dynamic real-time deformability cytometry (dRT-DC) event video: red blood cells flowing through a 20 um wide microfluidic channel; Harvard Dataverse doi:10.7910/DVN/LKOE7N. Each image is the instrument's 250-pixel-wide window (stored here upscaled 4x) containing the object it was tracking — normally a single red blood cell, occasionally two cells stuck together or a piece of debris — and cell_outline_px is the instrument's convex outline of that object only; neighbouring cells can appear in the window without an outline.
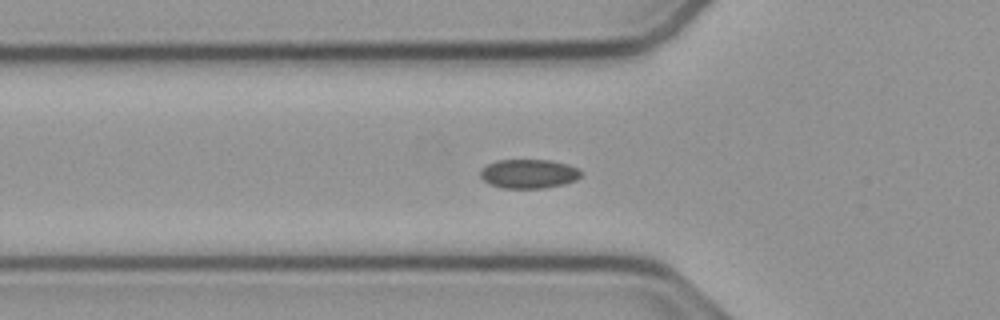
{"species": "common noctule bat (a hibernating species)", "species_latin": "Nyctalus noctula", "temperature_condition": "cold", "stored_images_in_passage": 27, "segment_of_instrument_passage": [1, 2], "camera_frame_rate_fps": 3000, "um_per_image_px": 0.085, "animal": {"sex": "male", "body_mass_g": 23.1, "forearm_length_mm": 52.7}, "frame": {"image": 1, "passage_image": 15, "time_ms": 4.667, "image_size_px": [1000, 320], "cell_outline_px": [[584, 172], [576, 180], [564, 184], [544, 188], [500, 188], [488, 184], [480, 176], [480, 168], [496, 160], [552, 160], [568, 164], [580, 168]], "centroid_in_image_um": [44.96, 14.77], "position_along_channel_um": 80.8, "area_um2": 17.4}}
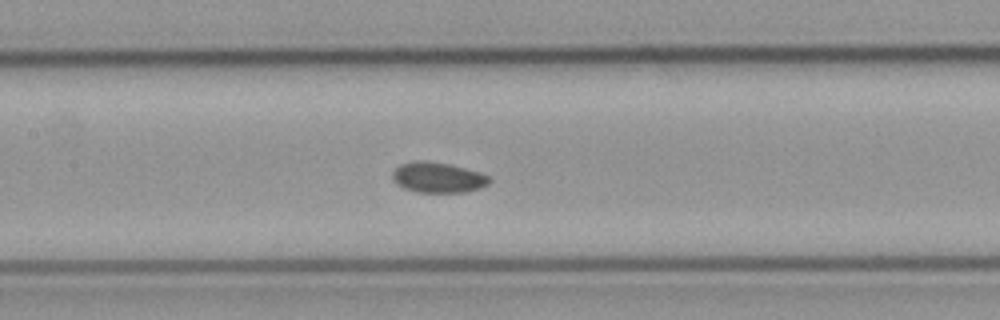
{"frame": {"image": 2, "passage_image": 22, "time_ms": 7.0, "image_size_px": [1000, 320], "cell_outline_px": [[492, 180], [488, 184], [480, 188], [464, 192], [416, 192], [404, 188], [396, 184], [392, 180], [392, 172], [400, 164], [416, 160], [428, 160], [448, 164], [480, 172], [488, 176]], "centroid_in_image_um": [37.2, 15.08], "position_along_channel_um": 170.2, "area_um2": 17.28}}
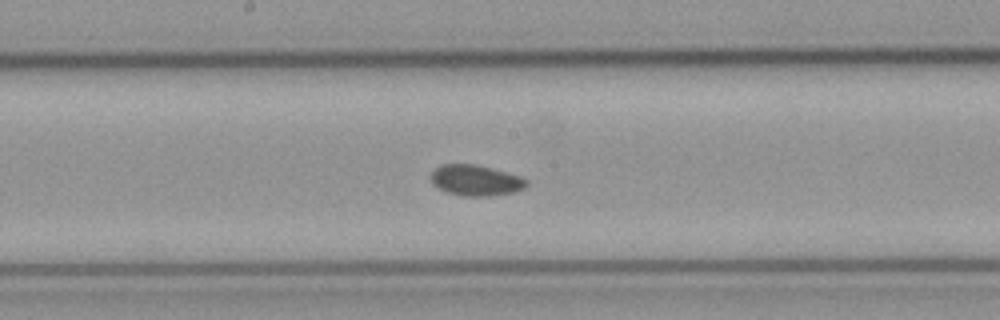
{"frame": {"image": 3, "passage_image": 25, "time_ms": 8.0, "image_size_px": [1000, 320], "cell_outline_px": [[528, 184], [524, 188], [516, 192], [492, 196], [464, 196], [444, 192], [436, 188], [432, 184], [432, 172], [436, 168], [444, 164], [476, 164], [492, 168], [520, 176], [528, 180]], "centroid_in_image_um": [40.45, 15.34], "position_along_channel_um": 207.8, "area_um2": 17.34}}